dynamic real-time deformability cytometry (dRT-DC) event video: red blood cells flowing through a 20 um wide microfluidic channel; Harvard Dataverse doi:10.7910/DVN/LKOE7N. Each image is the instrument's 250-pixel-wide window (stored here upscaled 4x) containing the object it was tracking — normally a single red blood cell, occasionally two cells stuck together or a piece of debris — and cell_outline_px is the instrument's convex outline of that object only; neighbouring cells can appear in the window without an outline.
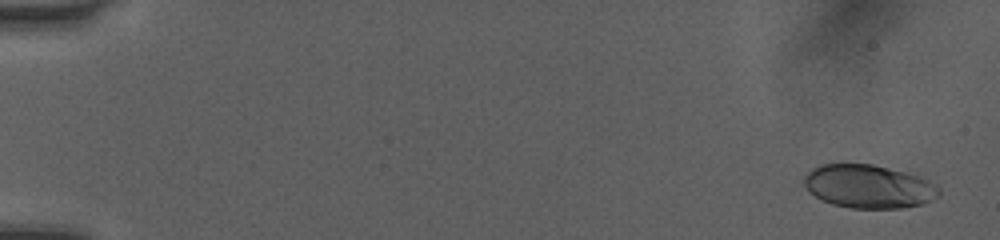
{"species": "human", "species_latin": "Homo sapiens", "temperature_condition": "room temperature", "stored_images_in_passage": 51, "camera_frame_rate_fps": 3000, "um_per_image_px": 0.085, "donor": {"sex": "female"}, "frame": {"image": 1, "passage_image": 2, "time_ms": 0.333, "image_size_px": [1000, 240], "cell_outline_px": [[940, 196], [932, 200], [920, 204], [900, 208], [852, 208], [832, 204], [816, 196], [800, 184], [804, 176], [812, 168], [820, 164], [872, 164], [920, 176], [936, 184], [940, 188]], "centroid_in_image_um": [73.82, 15.84], "position_along_channel_um": 11.2, "area_um2": 34.22}}
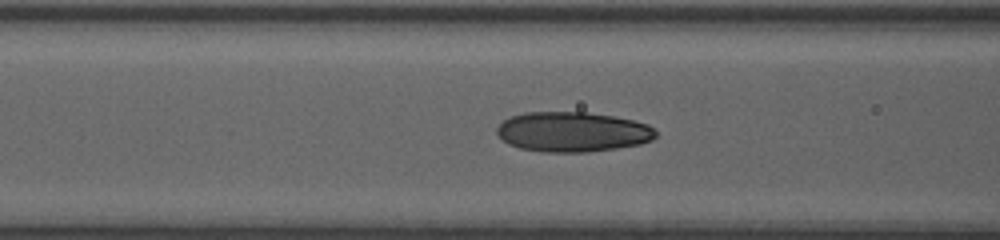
{"frame": {"image": 2, "passage_image": 22, "time_ms": 7.0, "image_size_px": [1000, 240], "cell_outline_px": [[656, 136], [652, 140], [640, 144], [616, 148], [588, 152], [540, 152], [520, 148], [508, 144], [496, 132], [496, 128], [504, 120], [512, 116], [524, 112], [588, 112], [612, 116], [632, 120], [648, 124], [656, 132]], "centroid_in_image_um": [48.66, 11.21], "position_along_channel_um": 117.9, "area_um2": 36.99}}
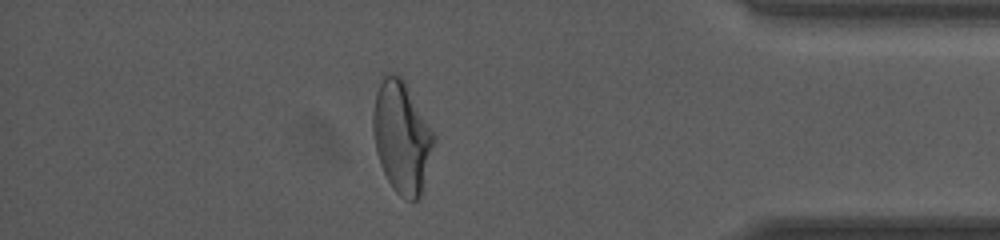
{"frame": {"image": 3, "passage_image": 45, "time_ms": 14.667, "image_size_px": [1000, 240], "cell_outline_px": [[436, 140], [420, 200], [404, 200], [392, 188], [380, 164], [376, 152], [372, 132], [372, 112], [376, 92], [384, 76], [388, 72], [392, 72], [400, 76], [408, 84], [436, 136]], "centroid_in_image_um": [34.16, 11.65], "position_along_channel_um": 401.0, "area_um2": 40.34}, "authors_computed_cell_mechanics": {"area_um2": 36.2406, "velocity_mm_per_s": 4.0664, "shape_relaxation_time_tau1_ms": 5.401, "shape_relaxation_time_tau2_ms": 0.9886, "deformation_change_tau1": 0.1739, "deformation_change_tau2": 0.0684}}